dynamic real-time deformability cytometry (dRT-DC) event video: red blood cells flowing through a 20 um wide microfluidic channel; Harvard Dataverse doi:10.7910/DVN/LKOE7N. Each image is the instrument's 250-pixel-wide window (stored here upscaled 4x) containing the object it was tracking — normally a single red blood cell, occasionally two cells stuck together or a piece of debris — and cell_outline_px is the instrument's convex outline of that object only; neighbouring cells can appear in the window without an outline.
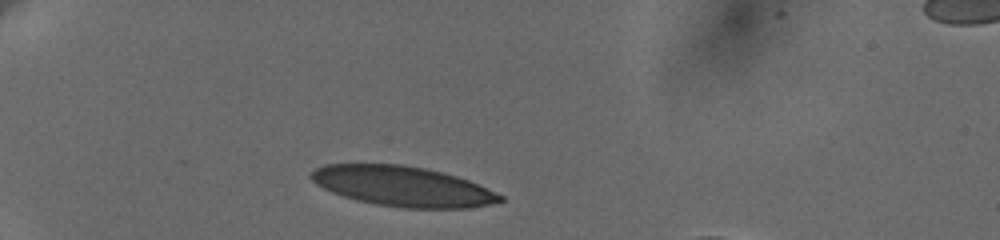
{"species": "human", "species_latin": "Homo sapiens", "temperature_condition": "cold", "stored_images_in_passage": 34, "camera_frame_rate_fps": 3000, "um_per_image_px": 0.085, "donor": {"sex": "female"}, "frame": {"image": 1, "passage_image": 1, "time_ms": 0.0, "image_size_px": [1000, 240], "cell_outline_px": [[504, 200], [472, 208], [404, 208], [376, 204], [356, 200], [332, 192], [316, 184], [308, 176], [316, 168], [324, 164], [404, 164], [424, 168], [456, 176], [468, 180], [504, 196]], "centroid_in_image_um": [34.2, 15.83], "position_along_channel_um": 50.8, "area_um2": 43.93}}
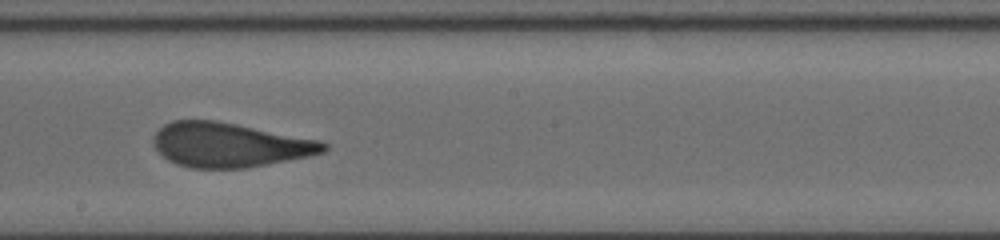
{"frame": {"image": 2, "passage_image": 19, "time_ms": 6.0, "image_size_px": [1000, 240], "cell_outline_px": [[328, 148], [324, 152], [308, 156], [248, 168], [188, 168], [176, 164], [168, 160], [152, 144], [152, 136], [164, 124], [172, 120], [216, 120], [320, 140], [328, 144]], "centroid_in_image_um": [19.48, 12.31], "position_along_channel_um": 228.7, "area_um2": 44.16}}
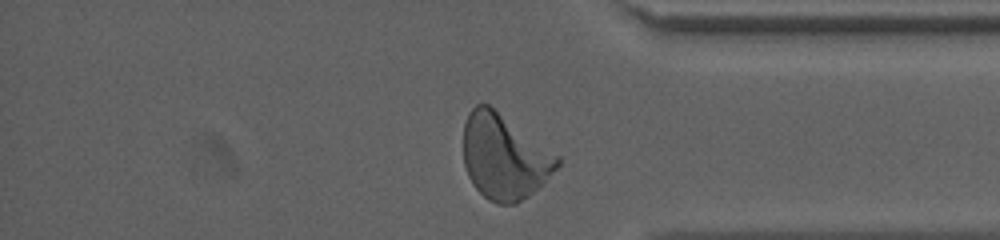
{"frame": {"image": 3, "passage_image": 33, "time_ms": 10.667, "image_size_px": [1000, 240], "cell_outline_px": [[560, 164], [528, 196], [516, 204], [496, 204], [488, 200], [472, 184], [468, 176], [464, 164], [464, 124], [468, 112], [476, 104], [488, 104], [560, 156]], "centroid_in_image_um": [42.83, 13.33], "position_along_channel_um": 392.4, "area_um2": 46.12}, "authors_computed_cell_mechanics": {"area_um2": 44.6505, "velocity_mm_per_s": 3.6256, "shape_relaxation_time_tau1_ms": 5.9031, "shape_relaxation_time_tau2_ms": 0.7907, "deformation_change_tau1": 0.1975, "deformation_change_tau2": 0.0717}}